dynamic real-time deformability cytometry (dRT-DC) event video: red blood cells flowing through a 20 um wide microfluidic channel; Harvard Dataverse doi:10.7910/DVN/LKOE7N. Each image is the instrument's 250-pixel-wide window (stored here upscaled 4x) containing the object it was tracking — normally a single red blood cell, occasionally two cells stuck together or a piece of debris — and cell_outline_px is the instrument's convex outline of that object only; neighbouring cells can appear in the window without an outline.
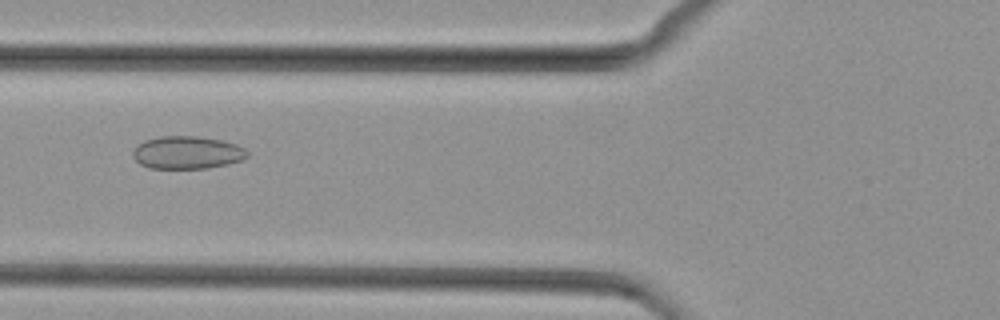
{"species": "common noctule bat (a hibernating species)", "species_latin": "Nyctalus noctula", "temperature_condition": "cold", "stored_images_in_passage": 33, "camera_frame_rate_fps": 3000, "um_per_image_px": 0.085, "animal": {"sex": "female", "body_mass_g": 29.2, "forearm_length_mm": 56.3}, "frame": {"image": 1, "passage_image": 6, "time_ms": 1.667, "image_size_px": [1000, 320], "cell_outline_px": [[248, 156], [244, 160], [228, 164], [208, 168], [148, 168], [140, 164], [132, 156], [132, 152], [144, 140], [160, 136], [196, 136], [224, 140], [236, 144], [244, 148], [248, 152]], "centroid_in_image_um": [15.94, 12.96], "position_along_channel_um": 109.9, "area_um2": 21.96}}
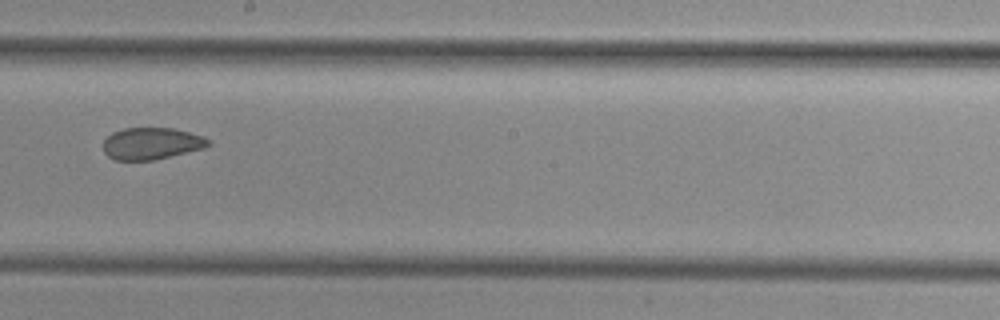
{"frame": {"image": 2, "passage_image": 15, "time_ms": 4.667, "image_size_px": [1000, 320], "cell_outline_px": [[212, 144], [204, 148], [152, 160], [116, 160], [108, 156], [104, 152], [104, 140], [112, 132], [124, 128], [172, 128], [204, 136], [212, 140]], "centroid_in_image_um": [12.9, 12.19], "position_along_channel_um": 235.3, "area_um2": 19.48}}
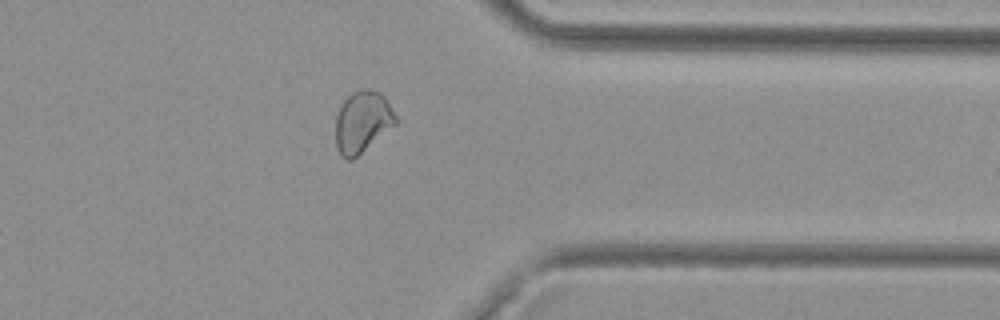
{"frame": {"image": 3, "passage_image": 26, "time_ms": 8.333, "image_size_px": [1000, 320], "cell_outline_px": [[396, 124], [352, 160], [348, 160], [336, 148], [336, 116], [344, 100], [352, 92], [360, 88], [368, 88], [380, 92], [384, 96], [396, 116]], "centroid_in_image_um": [30.8, 10.33], "position_along_channel_um": 380.6, "area_um2": 21.33}}